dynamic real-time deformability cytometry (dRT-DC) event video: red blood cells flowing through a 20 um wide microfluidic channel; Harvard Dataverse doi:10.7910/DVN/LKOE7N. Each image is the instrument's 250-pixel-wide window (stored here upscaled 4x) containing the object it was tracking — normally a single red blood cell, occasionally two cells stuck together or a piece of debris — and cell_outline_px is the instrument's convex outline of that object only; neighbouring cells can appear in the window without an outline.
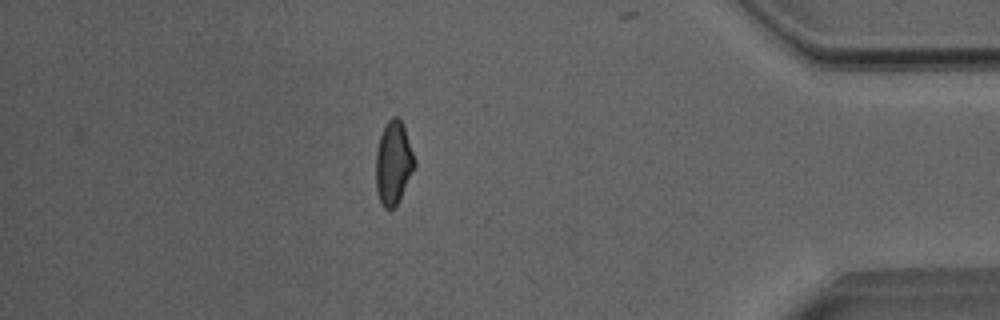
{"species": "Egyptian fruit bat (a non-hibernating species)", "species_latin": "Rousettus aegyptiacus", "temperature_condition": "room temperature", "stored_images_in_passage": 37, "camera_frame_rate_fps": 3000, "um_per_image_px": 0.085, "animal": {"sex": "male"}, "frame": {"image": 1, "passage_image": 37, "time_ms": 12.0, "image_size_px": [1000, 320], "cell_outline_px": [[416, 164], [396, 204], [392, 208], [384, 208], [376, 192], [376, 152], [380, 136], [388, 120], [392, 116], [396, 116], [400, 120], [404, 128], [416, 160]], "centroid_in_image_um": [33.43, 13.82], "position_along_channel_um": 401.8, "area_um2": 18.32}, "authors_computed_cell_mechanics": {"area_um2": 19.363, "velocity_mm_per_s": 4.011, "shape_relaxation_time_tau1_ms": 6.8607, "shape_relaxation_time_tau2_ms": 2.498, "deformation_change_tau1": 0.1635, "deformation_change_tau2": 0.0834}}